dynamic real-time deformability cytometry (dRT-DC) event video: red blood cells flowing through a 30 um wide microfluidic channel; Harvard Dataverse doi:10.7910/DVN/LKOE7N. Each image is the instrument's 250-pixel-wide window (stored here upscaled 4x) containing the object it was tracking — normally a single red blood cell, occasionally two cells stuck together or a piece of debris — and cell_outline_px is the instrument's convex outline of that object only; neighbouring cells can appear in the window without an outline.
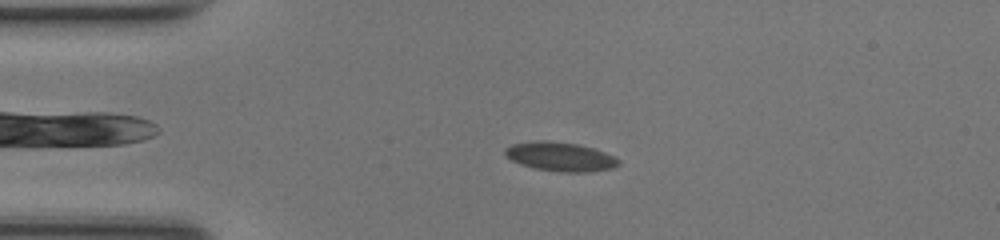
{"species": "common noctule bat (a hibernating species)", "species_latin": "Nyctalus noctula", "temperature_condition": "room temperature", "stored_images_in_passage": 48, "camera_frame_rate_fps": 3000, "um_per_image_px": 0.085, "animal": {"sex": "female", "body_mass_g": 17.0, "forearm_length_mm": 48.0}, "frame": {"image": 1, "passage_image": 10, "time_ms": 3.0, "image_size_px": [1000, 240], "cell_outline_px": [[620, 164], [612, 168], [588, 172], [560, 172], [532, 168], [520, 164], [504, 156], [504, 148], [512, 144], [536, 140], [548, 140], [576, 144], [592, 148], [616, 156], [620, 160]], "centroid_in_image_um": [47.6, 13.32], "position_along_channel_um": 37.4, "area_um2": 19.42}}
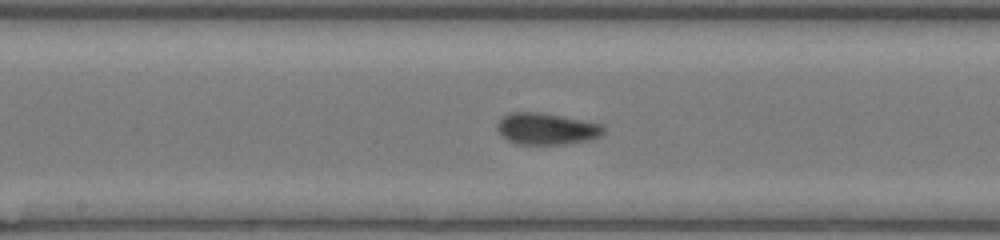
{"frame": {"image": 2, "passage_image": 24, "time_ms": 7.667, "image_size_px": [1000, 240], "cell_outline_px": [[604, 132], [600, 136], [588, 140], [564, 144], [516, 144], [500, 136], [496, 128], [496, 124], [504, 116], [512, 112], [540, 112], [600, 124], [604, 128]], "centroid_in_image_um": [46.4, 10.96], "position_along_channel_um": 201.8, "area_um2": 19.42}}
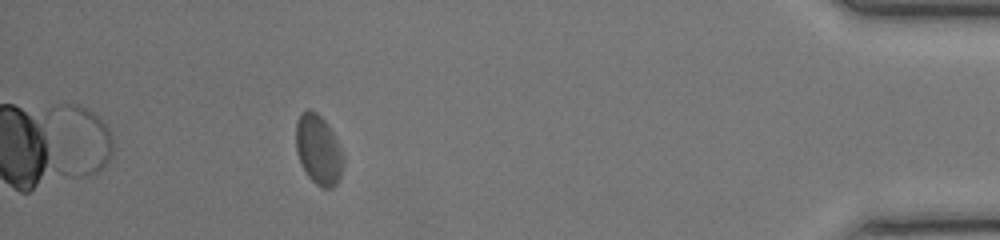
{"frame": {"image": 3, "passage_image": 43, "time_ms": 14.0, "image_size_px": [1000, 240], "cell_outline_px": [[344, 160], [340, 176], [336, 184], [332, 188], [320, 188], [308, 176], [296, 152], [296, 120], [308, 108], [316, 112], [328, 124], [344, 156]], "centroid_in_image_um": [27.07, 12.73], "position_along_channel_um": 408.1, "area_um2": 19.07}, "authors_computed_cell_mechanics": {"area_um2": 19.074, "velocity_mm_per_s": 4.2142, "shape_relaxation_time_tau1_ms": 4.6725, "shape_relaxation_time_tau2_ms": 1.2043, "deformation_change_tau1": 0.1075, "deformation_change_tau2": 0.047}}